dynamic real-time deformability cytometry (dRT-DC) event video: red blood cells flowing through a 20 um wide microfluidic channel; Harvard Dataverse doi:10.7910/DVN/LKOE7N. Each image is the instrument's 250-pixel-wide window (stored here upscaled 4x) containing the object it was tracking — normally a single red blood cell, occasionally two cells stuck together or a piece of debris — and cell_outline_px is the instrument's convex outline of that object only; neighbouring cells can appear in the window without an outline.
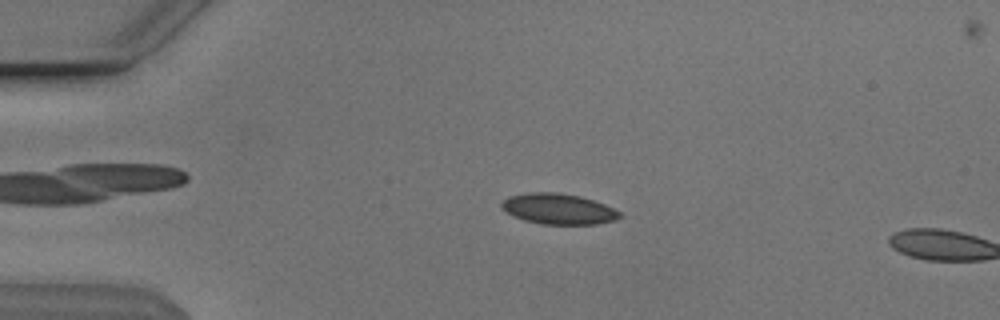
{"species": "Egyptian fruit bat (a non-hibernating species)", "species_latin": "Rousettus aegyptiacus", "temperature_condition": "cold", "stored_images_in_passage": 14, "camera_frame_rate_fps": 3000, "um_per_image_px": 0.085, "animal": {"sex": "male"}, "frame": {"image": 1, "passage_image": 12, "time_ms": 3.667, "image_size_px": [1000, 320], "cell_outline_px": [[624, 216], [616, 220], [596, 224], [540, 224], [524, 220], [500, 208], [500, 204], [508, 196], [528, 192], [556, 192], [580, 196], [604, 204], [620, 212]], "centroid_in_image_um": [47.47, 17.75], "position_along_channel_um": 37.5, "area_um2": 21.1}}